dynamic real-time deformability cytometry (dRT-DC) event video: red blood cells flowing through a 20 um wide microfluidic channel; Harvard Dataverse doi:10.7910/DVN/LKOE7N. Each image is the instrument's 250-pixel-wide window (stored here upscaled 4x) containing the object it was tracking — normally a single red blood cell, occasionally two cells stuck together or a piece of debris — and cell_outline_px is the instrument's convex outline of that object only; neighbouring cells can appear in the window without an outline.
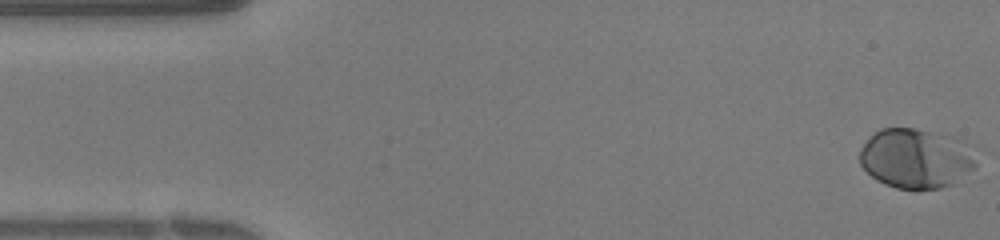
{"species": "human", "species_latin": "Homo sapiens", "temperature_condition": "warm", "stored_images_in_passage": 39, "camera_frame_rate_fps": 3000, "um_per_image_px": 0.085, "donor": {"sex": "female"}, "frame": {"image": 1, "passage_image": 1, "time_ms": 0.0, "image_size_px": [1000, 240], "cell_outline_px": [[976, 168], [956, 184], [940, 188], [896, 188], [884, 184], [876, 180], [860, 164], [860, 148], [880, 128], [916, 128], [960, 136], [964, 140], [976, 164]], "centroid_in_image_um": [77.9, 13.45], "position_along_channel_um": 7.1, "area_um2": 40.86}}
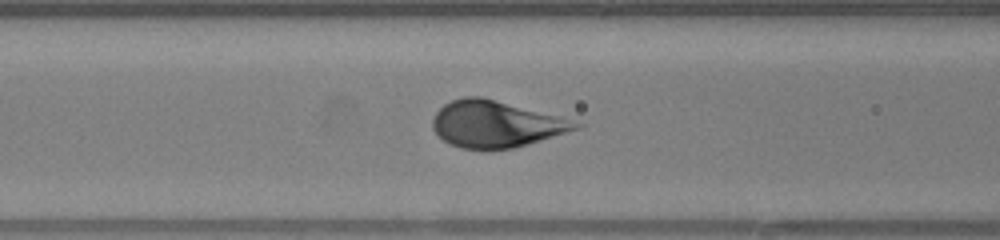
{"frame": {"image": 2, "passage_image": 15, "time_ms": 4.667, "image_size_px": [1000, 240], "cell_outline_px": [[584, 124], [580, 128], [528, 144], [512, 148], [460, 148], [444, 140], [432, 128], [432, 120], [436, 112], [444, 104], [452, 100], [464, 96], [480, 96], [560, 116]], "centroid_in_image_um": [42.15, 10.53], "position_along_channel_um": 124.5, "area_um2": 38.32}}
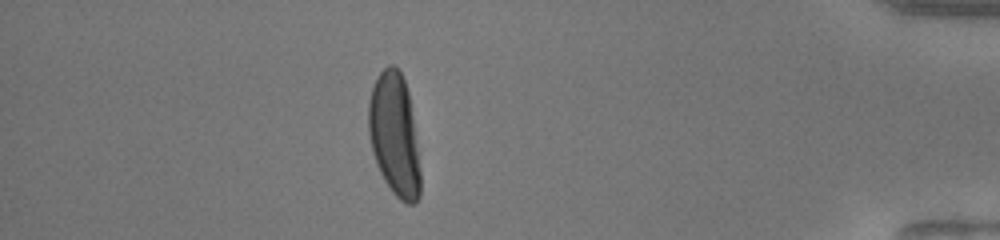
{"frame": {"image": 3, "passage_image": 34, "time_ms": 11.0, "image_size_px": [1000, 240], "cell_outline_px": [[420, 196], [416, 204], [408, 204], [400, 200], [392, 192], [384, 180], [376, 164], [372, 152], [368, 132], [368, 100], [372, 88], [380, 72], [388, 64], [392, 64], [400, 72], [404, 80], [408, 92], [420, 172]], "centroid_in_image_um": [33.5, 11.49], "position_along_channel_um": 401.7, "area_um2": 36.76}}